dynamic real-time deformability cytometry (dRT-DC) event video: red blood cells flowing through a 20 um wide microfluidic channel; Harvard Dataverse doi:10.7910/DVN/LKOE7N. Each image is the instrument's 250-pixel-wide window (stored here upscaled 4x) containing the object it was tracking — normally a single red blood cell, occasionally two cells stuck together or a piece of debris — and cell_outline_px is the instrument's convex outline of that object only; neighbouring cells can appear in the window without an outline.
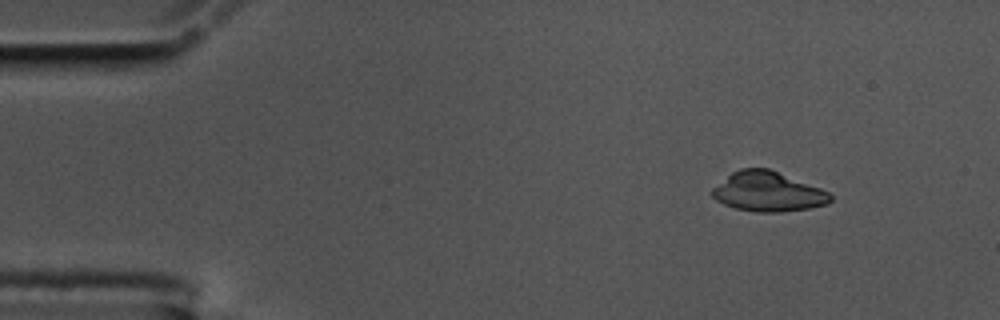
{"species": "common noctule bat (a hibernating species)", "species_latin": "Nyctalus noctula", "temperature_condition": "cold", "stored_images_in_passage": 52, "camera_frame_rate_fps": 3000, "um_per_image_px": 0.085, "animal": {"sex": "male", "body_mass_g": 17.5, "forearm_length_mm": 52.3}, "frame": {"image": 1, "passage_image": 1, "time_ms": 0.0, "image_size_px": [1000, 320], "cell_outline_px": [[832, 200], [828, 204], [808, 208], [780, 212], [756, 212], [736, 208], [724, 204], [716, 200], [712, 196], [712, 188], [732, 172], [740, 168], [768, 168], [820, 188], [828, 192], [832, 196]], "centroid_in_image_um": [65.26, 16.29], "position_along_channel_um": 19.7, "area_um2": 27.17}}
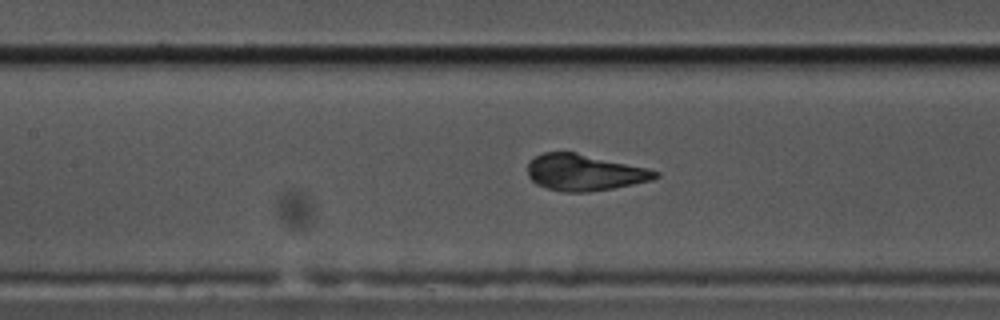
{"frame": {"image": 2, "passage_image": 20, "time_ms": 6.333, "image_size_px": [1000, 320], "cell_outline_px": [[660, 176], [652, 180], [612, 188], [588, 192], [564, 192], [548, 188], [536, 184], [528, 176], [528, 160], [544, 152], [576, 152], [648, 168], [660, 172]], "centroid_in_image_um": [49.67, 14.65], "position_along_channel_um": 157.7, "area_um2": 27.05}}
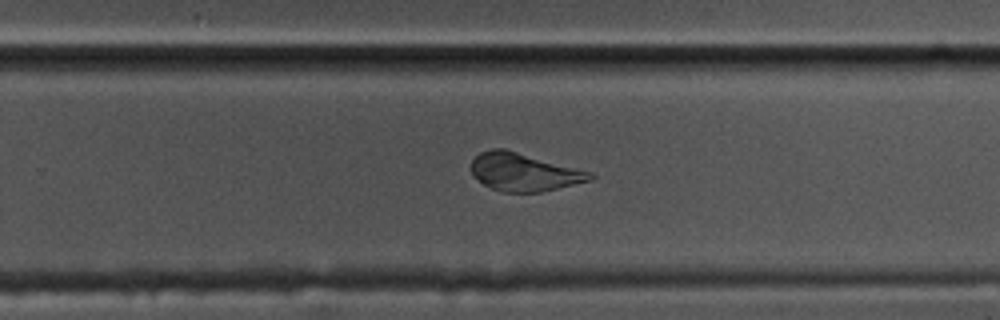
{"frame": {"image": 3, "passage_image": 31, "time_ms": 10.0, "image_size_px": [1000, 320], "cell_outline_px": [[596, 176], [592, 180], [540, 192], [504, 192], [492, 188], [484, 184], [472, 176], [472, 160], [480, 152], [492, 148], [508, 148], [592, 172]], "centroid_in_image_um": [44.55, 14.6], "position_along_channel_um": 285.2, "area_um2": 26.53}, "authors_computed_cell_mechanics": {"area_um2": 27.9752, "velocity_mm_per_s": 3.4886, "shape_relaxation_time_tau1_ms": 3.4669, "shape_relaxation_time_tau2_ms": null, "deformation_change_tau1": 0.0838, "deformation_change_tau2": null}}